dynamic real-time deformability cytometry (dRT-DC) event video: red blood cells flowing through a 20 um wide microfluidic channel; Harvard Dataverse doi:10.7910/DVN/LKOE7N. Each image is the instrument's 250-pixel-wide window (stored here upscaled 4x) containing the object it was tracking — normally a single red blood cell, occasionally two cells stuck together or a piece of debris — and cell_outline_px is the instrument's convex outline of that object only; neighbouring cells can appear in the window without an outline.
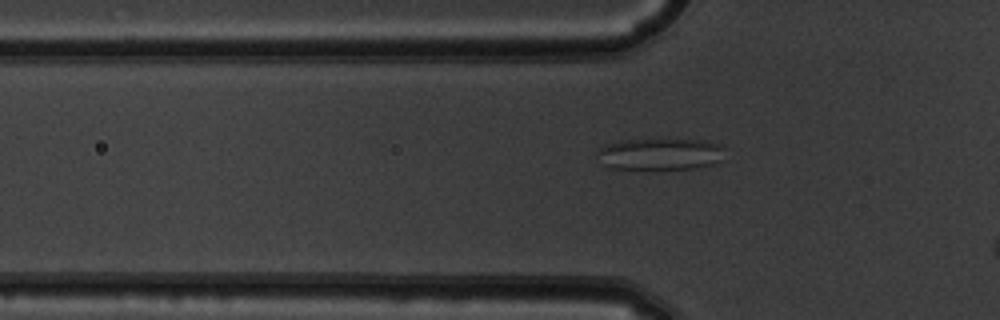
{"species": "common noctule bat (a hibernating species)", "species_latin": "Nyctalus noctula", "temperature_condition": "warm", "stored_images_in_passage": 37, "segment_of_instrument_passage": [1, 2], "camera_frame_rate_fps": 3000, "um_per_image_px": 0.085, "animal": {"sex": "male", "body_mass_g": 19.5, "forearm_length_mm": 54.6}, "frame": {"image": 1, "passage_image": 8, "time_ms": 2.333, "image_size_px": [1000, 320], "cell_outline_px": [[724, 148], [720, 160], [716, 164], [696, 168], [612, 168], [604, 164], [596, 152], [604, 144], [624, 140], [704, 140], [720, 144]], "centroid_in_image_um": [56.14, 13.08], "position_along_channel_um": 69.7, "area_um2": 23.18}}
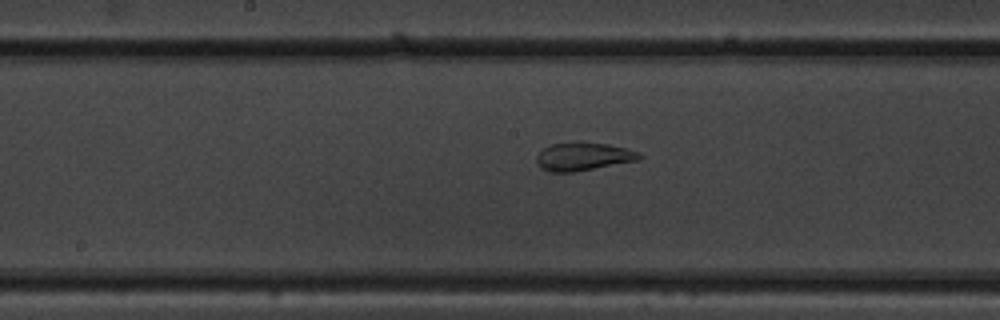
{"frame": {"image": 2, "passage_image": 18, "time_ms": 5.667, "image_size_px": [1000, 320], "cell_outline_px": [[644, 156], [636, 160], [572, 172], [548, 172], [540, 168], [536, 160], [536, 156], [544, 148], [552, 144], [580, 140], [608, 144], [640, 152]], "centroid_in_image_um": [49.53, 13.28], "position_along_channel_um": 198.7, "area_um2": 16.94}}
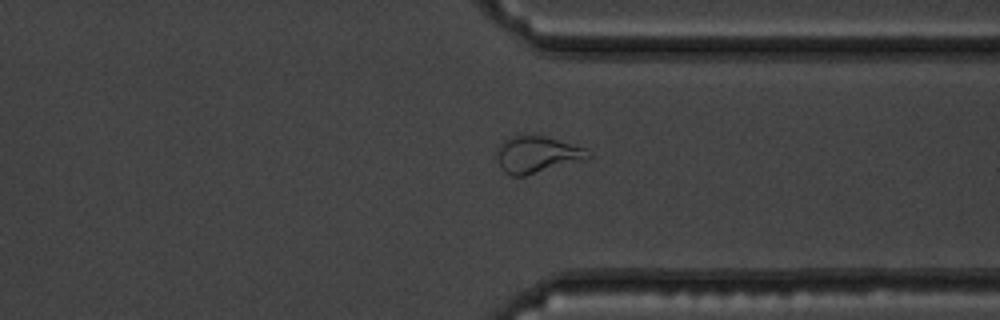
{"frame": {"image": 3, "passage_image": 31, "time_ms": 10.0, "image_size_px": [1000, 320], "cell_outline_px": [[592, 156], [588, 160], [524, 176], [512, 176], [504, 172], [500, 168], [496, 156], [496, 152], [500, 144], [508, 136], [544, 136], [584, 148]], "centroid_in_image_um": [45.64, 13.16], "position_along_channel_um": 365.8, "area_um2": 19.59}}